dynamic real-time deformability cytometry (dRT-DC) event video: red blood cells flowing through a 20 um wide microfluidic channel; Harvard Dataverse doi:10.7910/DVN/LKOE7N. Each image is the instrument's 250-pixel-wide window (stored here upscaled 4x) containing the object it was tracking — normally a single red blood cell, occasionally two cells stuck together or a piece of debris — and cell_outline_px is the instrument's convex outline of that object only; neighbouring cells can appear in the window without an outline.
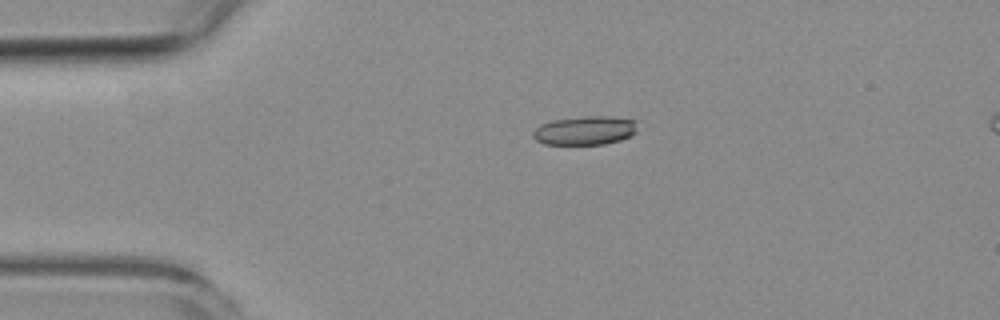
{"species": "common noctule bat (a hibernating species)", "species_latin": "Nyctalus noctula", "temperature_condition": "room temperature", "stored_images_in_passage": 3, "segment_of_instrument_passage": [1, 2], "camera_frame_rate_fps": 3000, "um_per_image_px": 0.085, "animal": {"sex": "female", "body_mass_g": 19.3, "forearm_length_mm": 54.1}, "frame": {"image": 1, "passage_image": 1, "time_ms": 0.0, "image_size_px": [1000, 320], "cell_outline_px": [[636, 132], [632, 136], [620, 140], [604, 144], [544, 144], [536, 140], [532, 136], [532, 132], [540, 124], [552, 120], [584, 116], [604, 116], [636, 120]], "centroid_in_image_um": [49.71, 11.09], "position_along_channel_um": 35.3, "area_um2": 17.57}}